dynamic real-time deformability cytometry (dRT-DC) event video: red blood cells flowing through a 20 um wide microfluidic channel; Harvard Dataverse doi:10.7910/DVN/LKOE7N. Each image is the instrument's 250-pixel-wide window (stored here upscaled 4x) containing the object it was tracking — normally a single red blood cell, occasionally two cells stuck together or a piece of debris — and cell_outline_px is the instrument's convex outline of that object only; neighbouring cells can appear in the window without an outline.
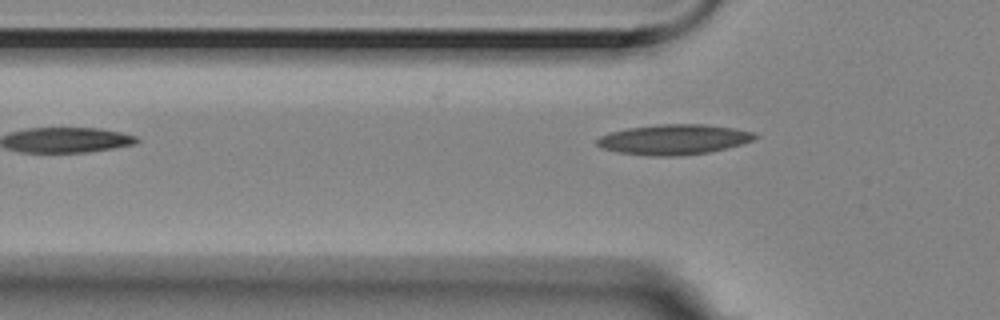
{"species": "Egyptian fruit bat (a non-hibernating species)", "species_latin": "Rousettus aegyptiacus", "temperature_condition": "room temperature", "stored_images_in_passage": 3, "camera_frame_rate_fps": 3000, "um_per_image_px": 0.085, "animal": {"sex": "female"}, "frame": {"image": 1, "passage_image": 3, "time_ms": 0.667, "image_size_px": [1000, 320], "cell_outline_px": [[760, 136], [752, 140], [740, 144], [708, 152], [676, 156], [648, 156], [616, 152], [600, 148], [596, 144], [596, 140], [600, 136], [608, 132], [628, 128], [660, 124], [704, 124], [736, 128], [756, 132]], "centroid_in_image_um": [57.25, 11.85], "position_along_channel_um": 68.6, "area_um2": 27.98}}